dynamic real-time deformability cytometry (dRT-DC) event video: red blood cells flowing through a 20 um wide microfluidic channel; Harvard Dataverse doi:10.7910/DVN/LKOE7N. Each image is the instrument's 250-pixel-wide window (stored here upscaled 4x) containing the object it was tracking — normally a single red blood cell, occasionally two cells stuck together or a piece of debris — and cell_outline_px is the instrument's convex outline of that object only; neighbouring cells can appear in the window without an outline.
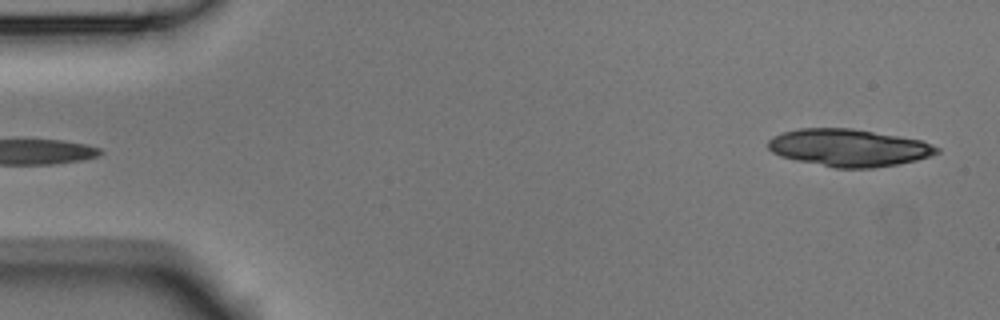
{"species": "Egyptian fruit bat (a non-hibernating species)", "species_latin": "Rousettus aegyptiacus", "temperature_condition": "room temperature", "stored_images_in_passage": 5, "segment_of_instrument_passage": [2, 2], "camera_frame_rate_fps": 3000, "um_per_image_px": 0.085, "animal": {"sex": "male"}, "frame": {"image": 1, "passage_image": 5, "time_ms": 1.333, "image_size_px": [1000, 320], "cell_outline_px": [[940, 152], [932, 156], [916, 160], [896, 164], [872, 168], [836, 168], [796, 160], [780, 156], [772, 152], [768, 148], [768, 140], [772, 136], [796, 128], [852, 128], [924, 140], [940, 148]], "centroid_in_image_um": [72.17, 12.55], "position_along_channel_um": 12.8, "area_um2": 36.93}}